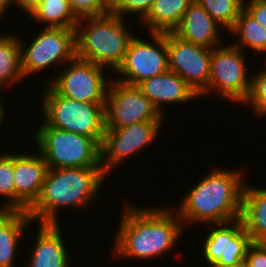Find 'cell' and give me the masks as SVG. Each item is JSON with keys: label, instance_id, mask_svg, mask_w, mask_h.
Returning a JSON list of instances; mask_svg holds the SVG:
<instances>
[{"label": "cell", "instance_id": "obj_1", "mask_svg": "<svg viewBox=\"0 0 266 267\" xmlns=\"http://www.w3.org/2000/svg\"><path fill=\"white\" fill-rule=\"evenodd\" d=\"M124 205L114 240L115 258L152 260L161 257L172 250L185 233L184 224L173 207L141 208L128 202Z\"/></svg>", "mask_w": 266, "mask_h": 267}, {"label": "cell", "instance_id": "obj_2", "mask_svg": "<svg viewBox=\"0 0 266 267\" xmlns=\"http://www.w3.org/2000/svg\"><path fill=\"white\" fill-rule=\"evenodd\" d=\"M224 169H212L176 204L174 210L184 227L199 222L216 224L240 219L246 179L241 171Z\"/></svg>", "mask_w": 266, "mask_h": 267}, {"label": "cell", "instance_id": "obj_3", "mask_svg": "<svg viewBox=\"0 0 266 267\" xmlns=\"http://www.w3.org/2000/svg\"><path fill=\"white\" fill-rule=\"evenodd\" d=\"M105 178L102 167L48 169L41 194L28 215L38 224L57 225L61 208L84 210L96 202Z\"/></svg>", "mask_w": 266, "mask_h": 267}, {"label": "cell", "instance_id": "obj_4", "mask_svg": "<svg viewBox=\"0 0 266 267\" xmlns=\"http://www.w3.org/2000/svg\"><path fill=\"white\" fill-rule=\"evenodd\" d=\"M75 30L76 57L111 67L113 72L124 61L128 46L135 37L127 28L126 19L112 12L80 18Z\"/></svg>", "mask_w": 266, "mask_h": 267}, {"label": "cell", "instance_id": "obj_5", "mask_svg": "<svg viewBox=\"0 0 266 267\" xmlns=\"http://www.w3.org/2000/svg\"><path fill=\"white\" fill-rule=\"evenodd\" d=\"M33 133L49 169L101 167V146L92 138L48 126L43 120Z\"/></svg>", "mask_w": 266, "mask_h": 267}, {"label": "cell", "instance_id": "obj_6", "mask_svg": "<svg viewBox=\"0 0 266 267\" xmlns=\"http://www.w3.org/2000/svg\"><path fill=\"white\" fill-rule=\"evenodd\" d=\"M47 85L40 98L43 121L52 128L88 136L101 146L105 133V104L65 98Z\"/></svg>", "mask_w": 266, "mask_h": 267}, {"label": "cell", "instance_id": "obj_7", "mask_svg": "<svg viewBox=\"0 0 266 267\" xmlns=\"http://www.w3.org/2000/svg\"><path fill=\"white\" fill-rule=\"evenodd\" d=\"M221 46V47H220ZM244 52L231 44L212 49L208 88L200 95L219 93L224 100L243 104L250 90ZM249 78V79H248Z\"/></svg>", "mask_w": 266, "mask_h": 267}, {"label": "cell", "instance_id": "obj_8", "mask_svg": "<svg viewBox=\"0 0 266 267\" xmlns=\"http://www.w3.org/2000/svg\"><path fill=\"white\" fill-rule=\"evenodd\" d=\"M25 48L20 38L21 68L24 78L40 73L50 65L60 69L76 57V30L73 28H45ZM55 63V64H54ZM62 64V66H61ZM64 64V65H63Z\"/></svg>", "mask_w": 266, "mask_h": 267}, {"label": "cell", "instance_id": "obj_9", "mask_svg": "<svg viewBox=\"0 0 266 267\" xmlns=\"http://www.w3.org/2000/svg\"><path fill=\"white\" fill-rule=\"evenodd\" d=\"M149 35L152 42L136 35L131 40L124 61L114 72L121 77H115V80L137 86L142 81L169 70L166 32H152Z\"/></svg>", "mask_w": 266, "mask_h": 267}, {"label": "cell", "instance_id": "obj_10", "mask_svg": "<svg viewBox=\"0 0 266 267\" xmlns=\"http://www.w3.org/2000/svg\"><path fill=\"white\" fill-rule=\"evenodd\" d=\"M63 67L49 84L59 95L85 103L105 104L110 80H106L104 71L108 68L77 57Z\"/></svg>", "mask_w": 266, "mask_h": 267}, {"label": "cell", "instance_id": "obj_11", "mask_svg": "<svg viewBox=\"0 0 266 267\" xmlns=\"http://www.w3.org/2000/svg\"><path fill=\"white\" fill-rule=\"evenodd\" d=\"M105 129H119L144 121H165L137 86L111 80L104 107Z\"/></svg>", "mask_w": 266, "mask_h": 267}, {"label": "cell", "instance_id": "obj_12", "mask_svg": "<svg viewBox=\"0 0 266 267\" xmlns=\"http://www.w3.org/2000/svg\"><path fill=\"white\" fill-rule=\"evenodd\" d=\"M164 121H144L119 129H105L101 144V167L109 176L118 164L134 154L142 152L156 141ZM111 171V172H110Z\"/></svg>", "mask_w": 266, "mask_h": 267}, {"label": "cell", "instance_id": "obj_13", "mask_svg": "<svg viewBox=\"0 0 266 267\" xmlns=\"http://www.w3.org/2000/svg\"><path fill=\"white\" fill-rule=\"evenodd\" d=\"M169 70L178 74L200 97L208 88L212 48L180 39L166 32Z\"/></svg>", "mask_w": 266, "mask_h": 267}, {"label": "cell", "instance_id": "obj_14", "mask_svg": "<svg viewBox=\"0 0 266 267\" xmlns=\"http://www.w3.org/2000/svg\"><path fill=\"white\" fill-rule=\"evenodd\" d=\"M208 225L211 226L209 228H213L206 235L201 249L205 262L242 267L247 249L252 243L249 234L243 227L242 220Z\"/></svg>", "mask_w": 266, "mask_h": 267}, {"label": "cell", "instance_id": "obj_15", "mask_svg": "<svg viewBox=\"0 0 266 267\" xmlns=\"http://www.w3.org/2000/svg\"><path fill=\"white\" fill-rule=\"evenodd\" d=\"M48 169L40 153L14 152L15 211L27 212L35 204Z\"/></svg>", "mask_w": 266, "mask_h": 267}, {"label": "cell", "instance_id": "obj_16", "mask_svg": "<svg viewBox=\"0 0 266 267\" xmlns=\"http://www.w3.org/2000/svg\"><path fill=\"white\" fill-rule=\"evenodd\" d=\"M137 87L162 116L166 115H163L164 103L181 104L190 100H197L199 97L178 74L171 70L148 78L139 83Z\"/></svg>", "mask_w": 266, "mask_h": 267}, {"label": "cell", "instance_id": "obj_17", "mask_svg": "<svg viewBox=\"0 0 266 267\" xmlns=\"http://www.w3.org/2000/svg\"><path fill=\"white\" fill-rule=\"evenodd\" d=\"M219 25L196 1L185 11L180 24L172 31L180 39L204 46L215 48L223 45L220 42Z\"/></svg>", "mask_w": 266, "mask_h": 267}, {"label": "cell", "instance_id": "obj_18", "mask_svg": "<svg viewBox=\"0 0 266 267\" xmlns=\"http://www.w3.org/2000/svg\"><path fill=\"white\" fill-rule=\"evenodd\" d=\"M35 246L28 259L29 267H70L60 224H39Z\"/></svg>", "mask_w": 266, "mask_h": 267}, {"label": "cell", "instance_id": "obj_19", "mask_svg": "<svg viewBox=\"0 0 266 267\" xmlns=\"http://www.w3.org/2000/svg\"><path fill=\"white\" fill-rule=\"evenodd\" d=\"M31 223L28 212L0 210V267L15 265L17 248Z\"/></svg>", "mask_w": 266, "mask_h": 267}, {"label": "cell", "instance_id": "obj_20", "mask_svg": "<svg viewBox=\"0 0 266 267\" xmlns=\"http://www.w3.org/2000/svg\"><path fill=\"white\" fill-rule=\"evenodd\" d=\"M240 219L252 242H266V188L245 183Z\"/></svg>", "mask_w": 266, "mask_h": 267}, {"label": "cell", "instance_id": "obj_21", "mask_svg": "<svg viewBox=\"0 0 266 267\" xmlns=\"http://www.w3.org/2000/svg\"><path fill=\"white\" fill-rule=\"evenodd\" d=\"M194 0H155L147 16L141 21L148 33L172 32L181 22Z\"/></svg>", "mask_w": 266, "mask_h": 267}, {"label": "cell", "instance_id": "obj_22", "mask_svg": "<svg viewBox=\"0 0 266 267\" xmlns=\"http://www.w3.org/2000/svg\"><path fill=\"white\" fill-rule=\"evenodd\" d=\"M0 34V88L14 86L24 77L21 68L20 38L15 34Z\"/></svg>", "mask_w": 266, "mask_h": 267}, {"label": "cell", "instance_id": "obj_23", "mask_svg": "<svg viewBox=\"0 0 266 267\" xmlns=\"http://www.w3.org/2000/svg\"><path fill=\"white\" fill-rule=\"evenodd\" d=\"M230 32L237 36V40L232 43L234 46L241 50L246 46L256 53L266 55V28L244 9Z\"/></svg>", "mask_w": 266, "mask_h": 267}, {"label": "cell", "instance_id": "obj_24", "mask_svg": "<svg viewBox=\"0 0 266 267\" xmlns=\"http://www.w3.org/2000/svg\"><path fill=\"white\" fill-rule=\"evenodd\" d=\"M30 16L38 23H47L45 28L76 29L79 21L72 12L68 0H40Z\"/></svg>", "mask_w": 266, "mask_h": 267}, {"label": "cell", "instance_id": "obj_25", "mask_svg": "<svg viewBox=\"0 0 266 267\" xmlns=\"http://www.w3.org/2000/svg\"><path fill=\"white\" fill-rule=\"evenodd\" d=\"M219 24L230 31L244 9V0H196Z\"/></svg>", "mask_w": 266, "mask_h": 267}, {"label": "cell", "instance_id": "obj_26", "mask_svg": "<svg viewBox=\"0 0 266 267\" xmlns=\"http://www.w3.org/2000/svg\"><path fill=\"white\" fill-rule=\"evenodd\" d=\"M0 195L5 198L0 203V210L15 211L13 152L0 154Z\"/></svg>", "mask_w": 266, "mask_h": 267}, {"label": "cell", "instance_id": "obj_27", "mask_svg": "<svg viewBox=\"0 0 266 267\" xmlns=\"http://www.w3.org/2000/svg\"><path fill=\"white\" fill-rule=\"evenodd\" d=\"M249 77L251 79L250 90L243 103L250 105L255 116L263 118L266 116V68Z\"/></svg>", "mask_w": 266, "mask_h": 267}, {"label": "cell", "instance_id": "obj_28", "mask_svg": "<svg viewBox=\"0 0 266 267\" xmlns=\"http://www.w3.org/2000/svg\"><path fill=\"white\" fill-rule=\"evenodd\" d=\"M155 0H111V12L124 19L129 14L142 21L151 10Z\"/></svg>", "mask_w": 266, "mask_h": 267}, {"label": "cell", "instance_id": "obj_29", "mask_svg": "<svg viewBox=\"0 0 266 267\" xmlns=\"http://www.w3.org/2000/svg\"><path fill=\"white\" fill-rule=\"evenodd\" d=\"M68 2L78 19L103 16L111 12V0H68Z\"/></svg>", "mask_w": 266, "mask_h": 267}, {"label": "cell", "instance_id": "obj_30", "mask_svg": "<svg viewBox=\"0 0 266 267\" xmlns=\"http://www.w3.org/2000/svg\"><path fill=\"white\" fill-rule=\"evenodd\" d=\"M244 267H266V242H252L246 252Z\"/></svg>", "mask_w": 266, "mask_h": 267}, {"label": "cell", "instance_id": "obj_31", "mask_svg": "<svg viewBox=\"0 0 266 267\" xmlns=\"http://www.w3.org/2000/svg\"><path fill=\"white\" fill-rule=\"evenodd\" d=\"M244 10L266 28V2L264 0H248V2L244 0Z\"/></svg>", "mask_w": 266, "mask_h": 267}, {"label": "cell", "instance_id": "obj_32", "mask_svg": "<svg viewBox=\"0 0 266 267\" xmlns=\"http://www.w3.org/2000/svg\"><path fill=\"white\" fill-rule=\"evenodd\" d=\"M13 5L17 6L23 10V12H27L30 16L32 12L38 7L40 0H12Z\"/></svg>", "mask_w": 266, "mask_h": 267}, {"label": "cell", "instance_id": "obj_33", "mask_svg": "<svg viewBox=\"0 0 266 267\" xmlns=\"http://www.w3.org/2000/svg\"><path fill=\"white\" fill-rule=\"evenodd\" d=\"M13 5L12 0H0V18L7 12L10 6Z\"/></svg>", "mask_w": 266, "mask_h": 267}, {"label": "cell", "instance_id": "obj_34", "mask_svg": "<svg viewBox=\"0 0 266 267\" xmlns=\"http://www.w3.org/2000/svg\"><path fill=\"white\" fill-rule=\"evenodd\" d=\"M4 107L5 106L3 105V101L0 100V126H2L1 124H2V122H4L3 120H5L4 119V117H5V109H4Z\"/></svg>", "mask_w": 266, "mask_h": 267}, {"label": "cell", "instance_id": "obj_35", "mask_svg": "<svg viewBox=\"0 0 266 267\" xmlns=\"http://www.w3.org/2000/svg\"><path fill=\"white\" fill-rule=\"evenodd\" d=\"M207 265H209V267H233V266H228V265H222L218 262L207 263ZM242 267H244V266H242Z\"/></svg>", "mask_w": 266, "mask_h": 267}]
</instances>
